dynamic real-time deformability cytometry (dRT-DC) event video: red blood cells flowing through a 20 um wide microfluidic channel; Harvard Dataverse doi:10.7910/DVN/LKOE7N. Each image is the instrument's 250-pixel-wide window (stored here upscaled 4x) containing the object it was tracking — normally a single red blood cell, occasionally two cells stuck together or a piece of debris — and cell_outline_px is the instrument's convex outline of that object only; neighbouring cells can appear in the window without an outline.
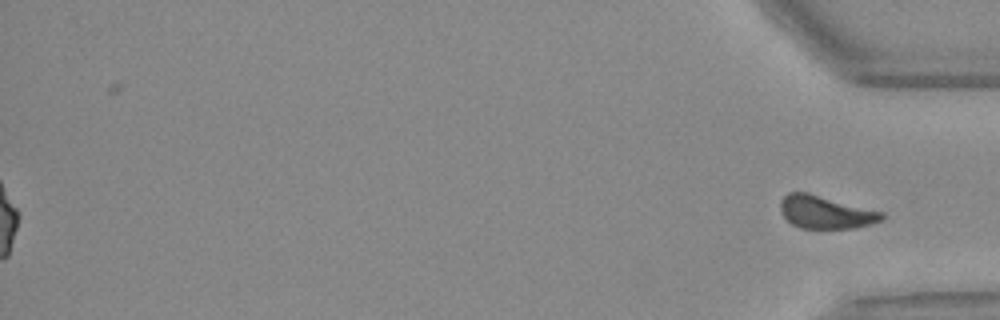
{"species": "Egyptian fruit bat (a non-hibernating species)", "species_latin": "Rousettus aegyptiacus", "temperature_condition": "warm", "stored_images_in_passage": 49, "segment_of_instrument_passage": [2, 2], "camera_frame_rate_fps": 3000, "um_per_image_px": 0.085, "animal": {"sex": "female"}, "frame": {"image": 1, "passage_image": 49, "time_ms": 16.0, "image_size_px": [1000, 320], "cell_outline_px": [[884, 220], [852, 228], [800, 228], [792, 224], [784, 216], [780, 208], [780, 200], [788, 192], [808, 192], [884, 212]], "centroid_in_image_um": [70.17, 18.02], "position_along_channel_um": 365.0, "area_um2": 19.36}}